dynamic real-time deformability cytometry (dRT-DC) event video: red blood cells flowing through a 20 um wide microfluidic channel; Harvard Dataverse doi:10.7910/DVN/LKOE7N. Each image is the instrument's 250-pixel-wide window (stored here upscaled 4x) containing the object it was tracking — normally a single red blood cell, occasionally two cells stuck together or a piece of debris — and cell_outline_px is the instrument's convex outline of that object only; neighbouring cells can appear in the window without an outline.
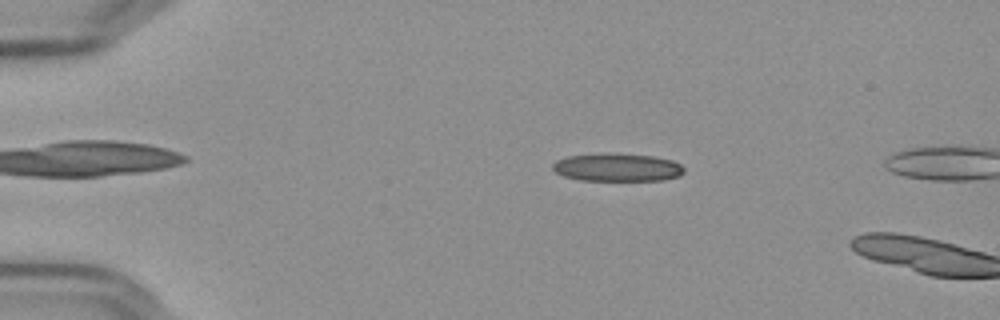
{"species": "Egyptian fruit bat (a non-hibernating species)", "species_latin": "Rousettus aegyptiacus", "temperature_condition": "cold", "stored_images_in_passage": 13, "camera_frame_rate_fps": 3000, "um_per_image_px": 0.085, "frame": {"image": 1, "passage_image": 11, "time_ms": 3.333, "image_size_px": [1000, 320], "cell_outline_px": [[684, 172], [680, 176], [664, 180], [580, 180], [564, 176], [556, 172], [552, 168], [552, 164], [556, 160], [568, 156], [608, 152], [652, 156], [672, 160], [680, 164], [684, 168]], "centroid_in_image_um": [52.47, 14.22], "position_along_channel_um": 32.5, "area_um2": 21.56}}